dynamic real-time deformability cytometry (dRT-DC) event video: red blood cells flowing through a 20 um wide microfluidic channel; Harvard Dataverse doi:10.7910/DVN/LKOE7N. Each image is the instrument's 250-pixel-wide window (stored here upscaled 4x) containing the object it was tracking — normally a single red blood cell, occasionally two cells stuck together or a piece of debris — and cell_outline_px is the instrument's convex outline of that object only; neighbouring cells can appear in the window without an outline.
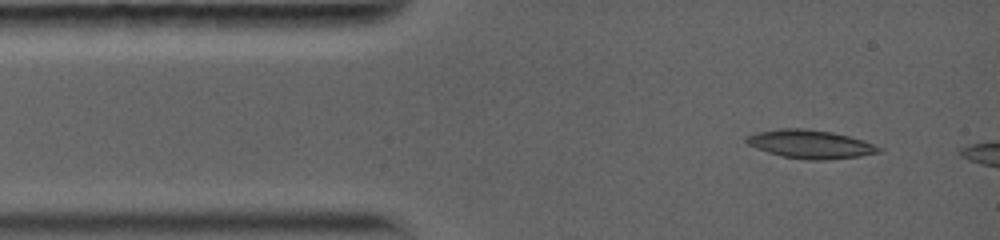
{"species": "common noctule bat (a hibernating species)", "species_latin": "Nyctalus noctula", "temperature_condition": "warm", "stored_images_in_passage": 3, "camera_frame_rate_fps": 5000, "um_per_image_px": 0.085, "animal": {"sex": "female", "body_mass_g": 19.0, "forearm_length_mm": 56.7}, "frame": {"image": 1, "passage_image": 1, "time_ms": 0.0, "image_size_px": [1000, 240], "cell_outline_px": [[884, 148], [880, 152], [860, 156], [824, 160], [808, 160], [780, 156], [756, 148], [748, 144], [744, 140], [744, 136], [756, 132], [780, 128], [804, 128], [832, 132], [848, 136]], "centroid_in_image_um": [68.82, 12.25], "position_along_channel_um": 16.2, "area_um2": 21.96}}